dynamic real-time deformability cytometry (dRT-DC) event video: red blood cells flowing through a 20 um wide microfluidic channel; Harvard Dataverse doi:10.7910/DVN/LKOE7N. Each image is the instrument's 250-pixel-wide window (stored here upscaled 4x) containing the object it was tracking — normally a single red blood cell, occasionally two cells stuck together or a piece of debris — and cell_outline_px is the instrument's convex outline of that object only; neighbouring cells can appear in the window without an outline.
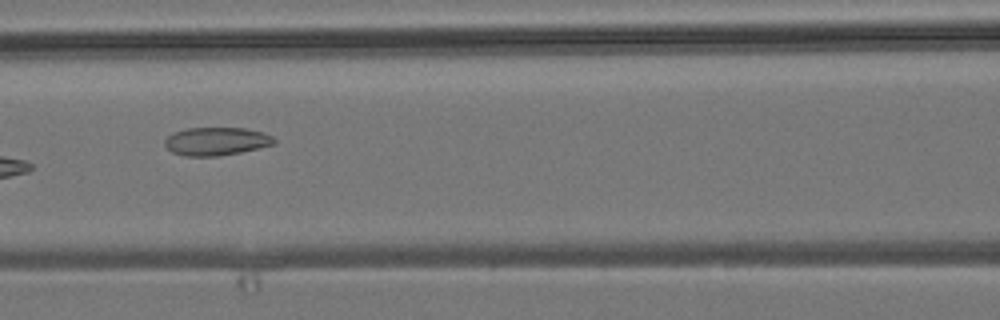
{"species": "common noctule bat (a hibernating species)", "species_latin": "Nyctalus noctula", "temperature_condition": "room temperature", "stored_images_in_passage": 8, "camera_frame_rate_fps": 3000, "um_per_image_px": 0.085, "animal": {"sex": "male", "body_mass_g": 19.2, "forearm_length_mm": 51.8}, "frame": {"image": 1, "passage_image": 5, "time_ms": 4.667, "image_size_px": [1000, 320], "cell_outline_px": [[276, 144], [260, 148], [220, 156], [184, 156], [172, 152], [164, 144], [164, 140], [172, 132], [188, 128], [244, 128], [264, 132], [272, 136], [276, 140]], "centroid_in_image_um": [18.4, 12.01], "position_along_channel_um": 148.2, "area_um2": 18.09}}
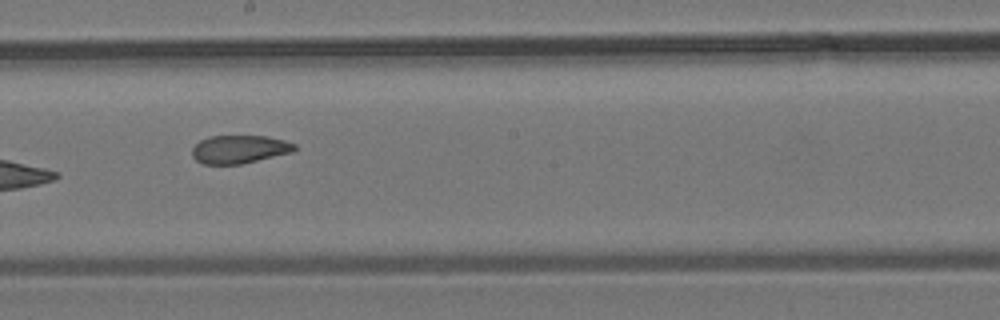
{"frame": {"image": 2, "passage_image": 7, "time_ms": 6.667, "image_size_px": [1000, 320], "cell_outline_px": [[296, 148], [292, 152], [240, 164], [204, 164], [196, 160], [192, 156], [192, 148], [200, 140], [212, 136], [268, 136], [284, 140], [296, 144]], "centroid_in_image_um": [20.34, 12.68], "position_along_channel_um": 227.9, "area_um2": 16.7}}
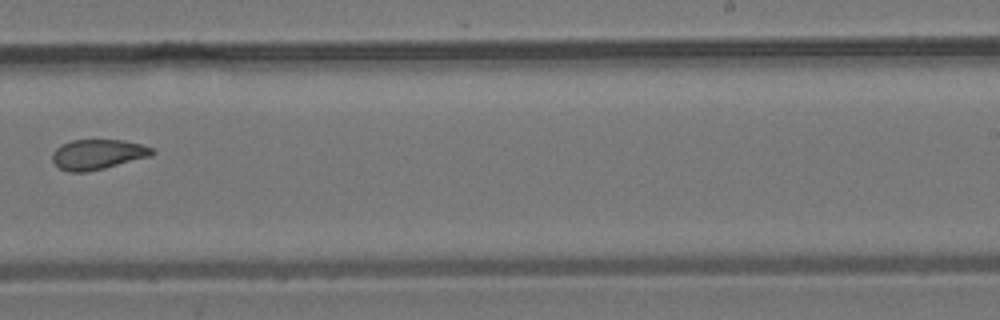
{"frame": {"image": 3, "passage_image": 8, "time_ms": 8.0, "image_size_px": [1000, 320], "cell_outline_px": [[156, 152], [152, 156], [88, 172], [72, 172], [60, 168], [52, 160], [52, 152], [60, 144], [72, 140], [124, 140], [140, 144], [152, 148]], "centroid_in_image_um": [8.31, 13.12], "position_along_channel_um": 280.7, "area_um2": 17.51}}